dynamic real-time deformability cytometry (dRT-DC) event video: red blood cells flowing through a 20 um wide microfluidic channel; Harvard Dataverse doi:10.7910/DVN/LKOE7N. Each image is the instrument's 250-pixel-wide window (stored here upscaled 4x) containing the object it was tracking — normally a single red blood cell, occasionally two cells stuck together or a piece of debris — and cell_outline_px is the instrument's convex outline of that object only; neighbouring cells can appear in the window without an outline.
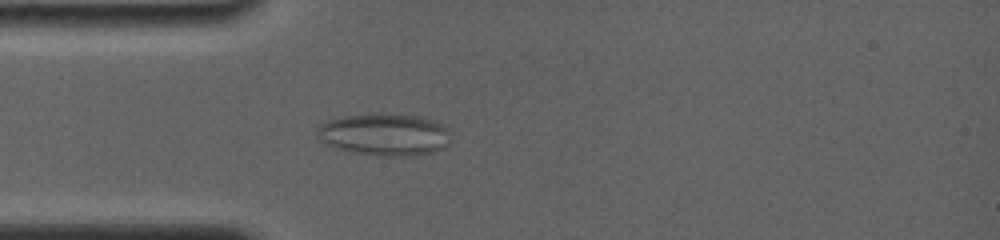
{"species": "common noctule bat (a hibernating species)", "species_latin": "Nyctalus noctula", "temperature_condition": "room temperature", "stored_images_in_passage": 34, "camera_frame_rate_fps": 4000, "um_per_image_px": 0.085, "animal": {"sex": "female", "body_mass_g": 19.0, "forearm_length_mm": 56.7}, "frame": {"image": 1, "passage_image": 14, "time_ms": 4.25, "image_size_px": [1000, 240], "cell_outline_px": [[448, 144], [444, 148], [428, 152], [404, 156], [392, 156], [356, 152], [340, 148], [328, 144], [316, 132], [320, 124], [328, 120], [344, 116], [376, 112], [384, 112], [420, 116], [436, 120], [444, 124], [448, 132]], "centroid_in_image_um": [32.72, 11.38], "position_along_channel_um": 52.3, "area_um2": 32.54}}
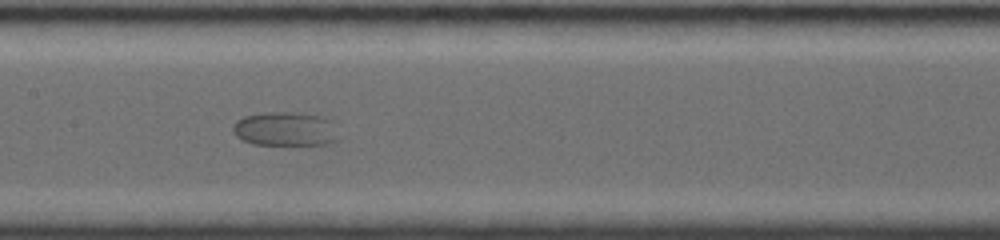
{"frame": {"image": 2, "passage_image": 22, "time_ms": 8.0, "image_size_px": [1000, 240], "cell_outline_px": [[336, 140], [328, 144], [252, 144], [236, 136], [232, 128], [236, 120], [244, 116], [264, 112], [296, 112], [324, 116], [336, 120]], "centroid_in_image_um": [24.29, 10.93], "position_along_channel_um": 183.1, "area_um2": 21.21}}
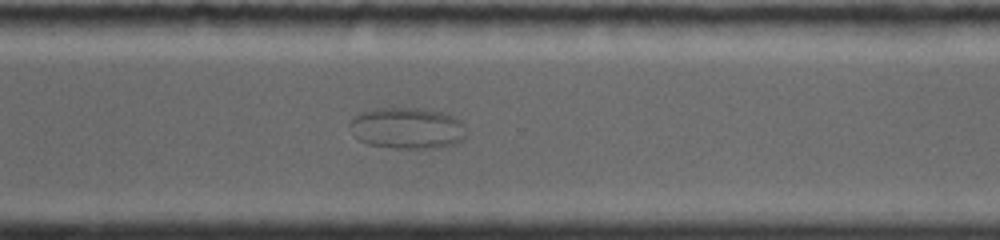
{"frame": {"image": 3, "passage_image": 28, "time_ms": 12.25, "image_size_px": [1000, 240], "cell_outline_px": [[464, 136], [456, 144], [444, 148], [396, 148], [368, 144], [360, 140], [356, 136], [348, 124], [356, 116], [364, 112], [376, 108], [420, 108], [444, 112], [460, 120], [464, 124]], "centroid_in_image_um": [34.65, 10.9], "position_along_channel_um": 335.9, "area_um2": 27.92}}